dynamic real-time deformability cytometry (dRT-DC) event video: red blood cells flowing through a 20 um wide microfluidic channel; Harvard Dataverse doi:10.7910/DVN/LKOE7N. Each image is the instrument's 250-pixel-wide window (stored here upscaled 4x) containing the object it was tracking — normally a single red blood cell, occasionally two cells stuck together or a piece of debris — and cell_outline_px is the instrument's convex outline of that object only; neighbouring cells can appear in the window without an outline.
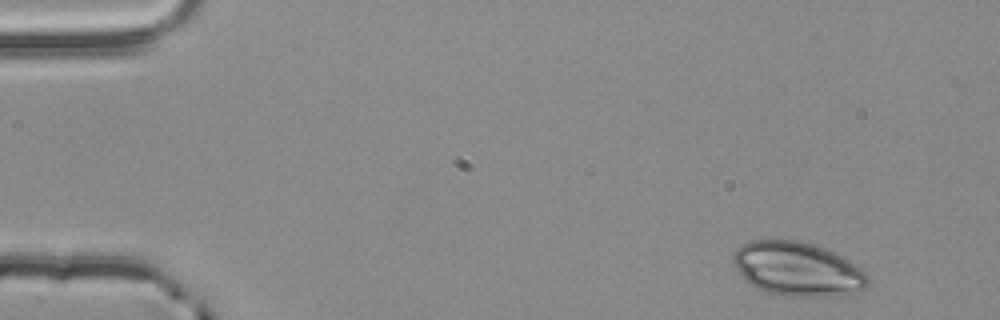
{"species": "common noctule bat (a hibernating species)", "species_latin": "Nyctalus noctula", "temperature_condition": "room temperature", "stored_images_in_passage": 3, "camera_frame_rate_fps": 3000, "um_per_image_px": 0.085, "animal": {"sex": "male", "body_mass_g": 20.4}, "frame": {"image": 1, "passage_image": 1, "time_ms": 0.0, "image_size_px": [1000, 320], "cell_outline_px": [[872, 284], [868, 288], [832, 296], [788, 296], [764, 292], [748, 284], [740, 276], [732, 264], [732, 256], [736, 248], [740, 244], [748, 240], [796, 240], [812, 244], [836, 252], [848, 260], [864, 272], [868, 276]], "centroid_in_image_um": [67.73, 22.86], "position_along_channel_um": 17.3, "area_um2": 42.83}}